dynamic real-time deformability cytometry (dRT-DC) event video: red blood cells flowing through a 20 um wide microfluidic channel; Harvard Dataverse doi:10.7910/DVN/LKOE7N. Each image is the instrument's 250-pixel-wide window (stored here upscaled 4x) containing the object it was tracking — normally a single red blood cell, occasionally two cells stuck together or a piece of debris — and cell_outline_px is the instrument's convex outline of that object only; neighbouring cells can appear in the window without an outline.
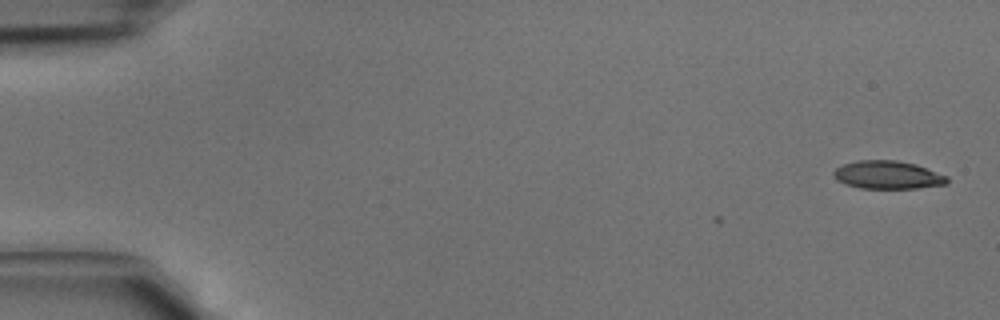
{"species": "common noctule bat (a hibernating species)", "species_latin": "Nyctalus noctula", "temperature_condition": "cold", "stored_images_in_passage": 4, "camera_frame_rate_fps": 3000, "um_per_image_px": 0.085, "animal": {"sex": "male", "body_mass_g": 15.6}, "frame": {"image": 1, "passage_image": 1, "time_ms": 0.0, "image_size_px": [1000, 320], "cell_outline_px": [[948, 184], [916, 188], [860, 188], [844, 184], [836, 180], [832, 176], [832, 172], [836, 168], [844, 164], [856, 160], [896, 160], [916, 164], [948, 176]], "centroid_in_image_um": [75.43, 14.86], "position_along_channel_um": 9.6, "area_um2": 18.73}}
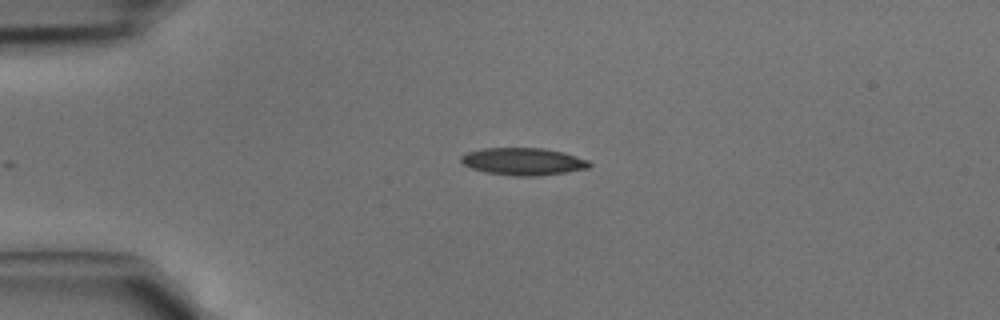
{"frame": {"image": 2, "passage_image": 3, "time_ms": 0.667, "image_size_px": [1000, 320], "cell_outline_px": [[592, 164], [588, 168], [564, 172], [536, 176], [516, 176], [488, 172], [472, 168], [464, 164], [460, 160], [460, 156], [464, 152], [484, 148], [544, 148], [564, 152], [588, 160]], "centroid_in_image_um": [44.46, 13.71], "position_along_channel_um": 40.5, "area_um2": 20.35}}
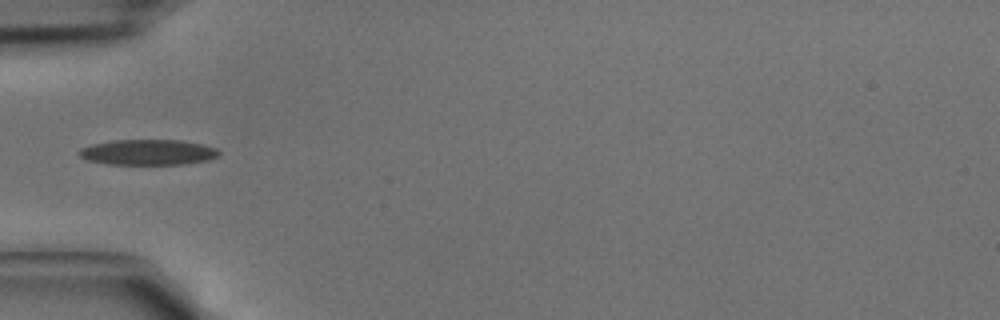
{"frame": {"image": 3, "passage_image": 4, "time_ms": 1.0, "image_size_px": [1000, 320], "cell_outline_px": [[220, 156], [208, 160], [184, 164], [108, 164], [88, 160], [80, 156], [76, 152], [80, 148], [92, 144], [112, 140], [180, 140], [200, 144], [216, 148], [220, 152]], "centroid_in_image_um": [12.57, 12.94], "position_along_channel_um": 72.4, "area_um2": 20.81}}